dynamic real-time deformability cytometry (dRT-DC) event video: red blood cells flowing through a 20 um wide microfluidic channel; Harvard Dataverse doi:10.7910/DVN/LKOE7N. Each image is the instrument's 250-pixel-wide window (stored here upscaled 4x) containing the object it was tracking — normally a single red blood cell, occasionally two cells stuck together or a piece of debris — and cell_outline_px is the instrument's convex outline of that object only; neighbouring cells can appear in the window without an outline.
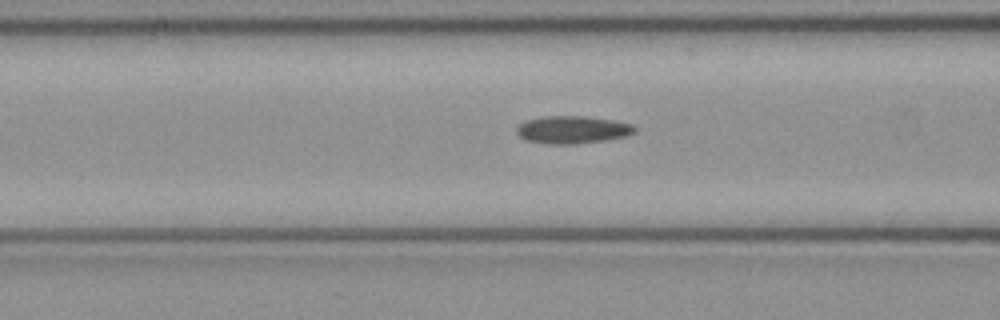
{"species": "common noctule bat (a hibernating species)", "species_latin": "Nyctalus noctula", "temperature_condition": "cold", "stored_images_in_passage": 42, "camera_frame_rate_fps": 3000, "um_per_image_px": 0.085, "animal": {"sex": "female", "body_mass_g": 21.9}, "frame": {"image": 1, "passage_image": 11, "time_ms": 3.333, "image_size_px": [1000, 320], "cell_outline_px": [[636, 132], [624, 136], [604, 140], [576, 144], [544, 144], [524, 140], [516, 132], [516, 128], [524, 120], [544, 116], [584, 116], [616, 120], [632, 124], [636, 128]], "centroid_in_image_um": [48.63, 11.02], "position_along_channel_um": 118.0, "area_um2": 19.19}}
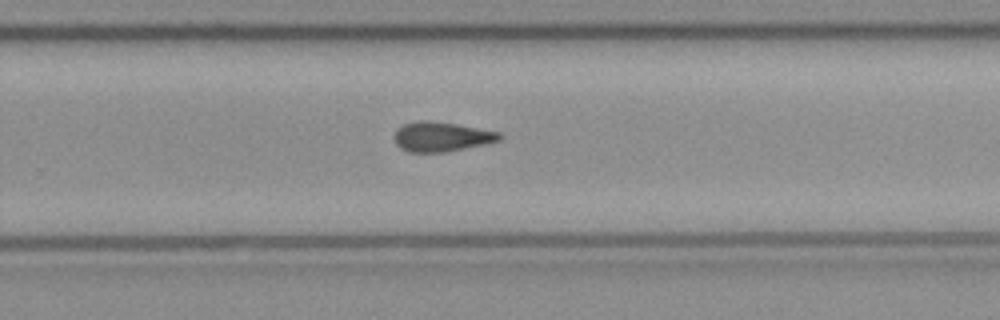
{"frame": {"image": 2, "passage_image": 24, "time_ms": 7.667, "image_size_px": [1000, 320], "cell_outline_px": [[504, 136], [500, 140], [484, 144], [448, 152], [408, 152], [400, 148], [396, 144], [392, 136], [396, 128], [404, 124], [420, 120], [428, 120], [456, 124], [500, 132]], "centroid_in_image_um": [37.49, 11.62], "position_along_channel_um": 292.3, "area_um2": 18.38}}
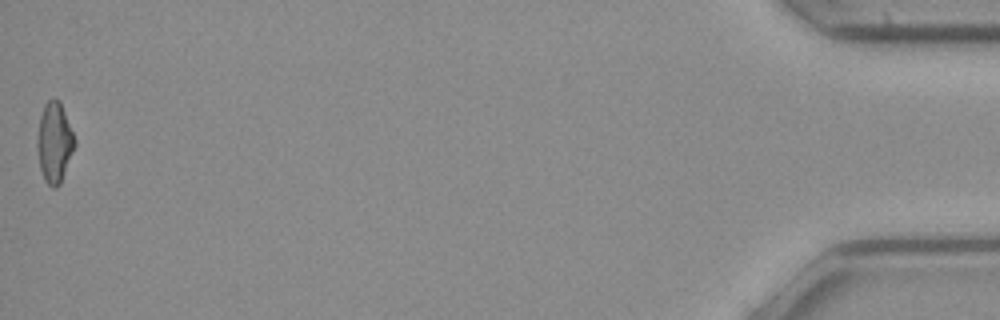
{"frame": {"image": 3, "passage_image": 42, "time_ms": 13.667, "image_size_px": [1000, 320], "cell_outline_px": [[76, 144], [60, 184], [56, 188], [52, 188], [44, 180], [40, 168], [36, 144], [40, 116], [44, 104], [48, 100], [60, 100], [76, 140]], "centroid_in_image_um": [4.62, 12.12], "position_along_channel_um": 430.6, "area_um2": 17.51}, "authors_computed_cell_mechanics": {"area_um2": 18.2648, "velocity_mm_per_s": 4.0244, "shape_relaxation_time_tau1_ms": 7.4264, "shape_relaxation_time_tau2_ms": 4.0569, "deformation_change_tau1": 0.1522, "deformation_change_tau2": 0.1379}}